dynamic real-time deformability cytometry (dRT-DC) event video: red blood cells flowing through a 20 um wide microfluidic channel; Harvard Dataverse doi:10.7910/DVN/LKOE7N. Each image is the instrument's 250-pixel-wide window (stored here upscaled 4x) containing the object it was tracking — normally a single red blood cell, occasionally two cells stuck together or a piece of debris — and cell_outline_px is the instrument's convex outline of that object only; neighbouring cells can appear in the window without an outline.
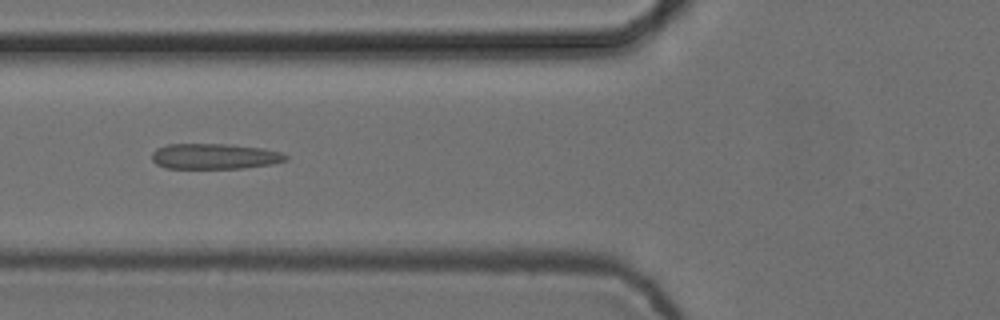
{"species": "common noctule bat (a hibernating species)", "species_latin": "Nyctalus noctula", "temperature_condition": "cold", "stored_images_in_passage": 10, "camera_frame_rate_fps": 3000, "um_per_image_px": 0.085, "animal": {"sex": "female", "body_mass_g": 24.6, "forearm_length_mm": 56.2}, "frame": {"image": 1, "passage_image": 6, "time_ms": 1.667, "image_size_px": [1000, 320], "cell_outline_px": [[288, 160], [272, 164], [244, 168], [164, 168], [156, 164], [152, 160], [152, 152], [156, 148], [168, 144], [224, 144], [264, 148], [280, 152], [288, 156]], "centroid_in_image_um": [18.23, 13.29], "position_along_channel_um": 107.6, "area_um2": 20.0}}
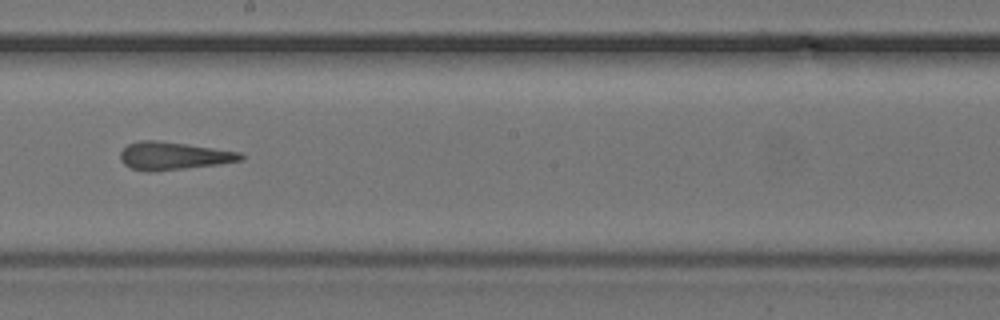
{"frame": {"image": 2, "passage_image": 9, "time_ms": 2.667, "image_size_px": [1000, 320], "cell_outline_px": [[244, 160], [220, 164], [148, 172], [132, 168], [124, 164], [120, 160], [120, 152], [128, 144], [140, 140], [156, 140], [240, 152], [244, 156]], "centroid_in_image_um": [14.73, 13.25], "position_along_channel_um": 233.5, "area_um2": 19.31}}
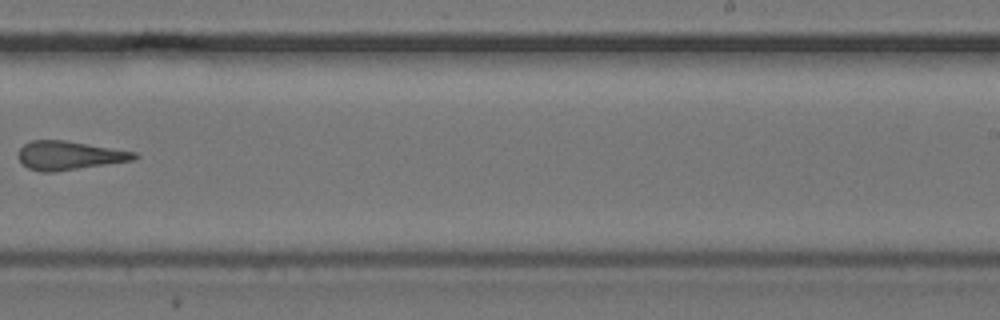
{"frame": {"image": 3, "passage_image": 10, "time_ms": 3.0, "image_size_px": [1000, 320], "cell_outline_px": [[140, 156], [136, 160], [52, 172], [44, 172], [28, 168], [16, 156], [20, 148], [24, 144], [32, 140], [64, 140], [136, 152]], "centroid_in_image_um": [5.89, 13.21], "position_along_channel_um": 283.1, "area_um2": 19.36}}